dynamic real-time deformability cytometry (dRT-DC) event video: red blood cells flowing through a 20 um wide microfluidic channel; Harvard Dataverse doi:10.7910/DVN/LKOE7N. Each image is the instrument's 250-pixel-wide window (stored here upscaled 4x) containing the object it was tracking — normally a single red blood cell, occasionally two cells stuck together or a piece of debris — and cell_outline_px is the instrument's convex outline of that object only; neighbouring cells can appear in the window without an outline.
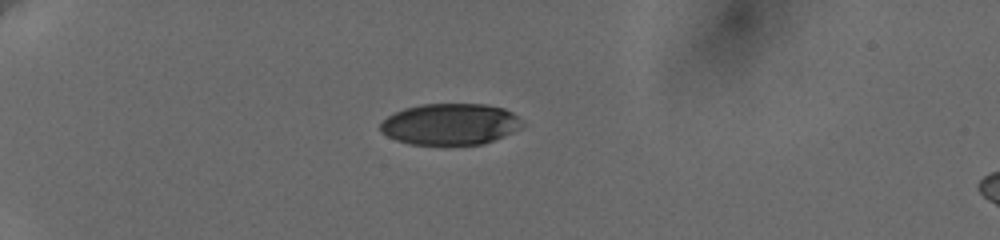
{"species": "human", "species_latin": "Homo sapiens", "temperature_condition": "cold", "stored_images_in_passage": 10, "camera_frame_rate_fps": 3000, "um_per_image_px": 0.085, "donor": {"sex": "female"}, "frame": {"image": 1, "passage_image": 1, "time_ms": 0.0, "image_size_px": [1000, 240], "cell_outline_px": [[524, 124], [520, 128], [504, 136], [484, 144], [408, 144], [396, 140], [388, 136], [380, 128], [380, 124], [388, 116], [404, 108], [424, 104], [484, 104], [504, 108], [512, 112]], "centroid_in_image_um": [38.28, 10.55], "position_along_channel_um": 46.7, "area_um2": 33.93}}
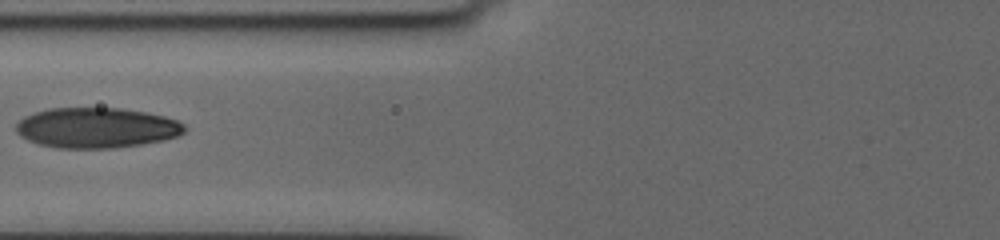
{"frame": {"image": 2, "passage_image": 7, "time_ms": 3.333, "image_size_px": [1000, 240], "cell_outline_px": [[184, 132], [176, 136], [164, 140], [144, 144], [112, 148], [56, 148], [40, 144], [28, 140], [20, 136], [16, 132], [16, 124], [24, 116], [48, 108], [120, 108], [144, 112], [164, 116], [176, 120], [184, 124]], "centroid_in_image_um": [8.18, 10.86], "position_along_channel_um": 117.6, "area_um2": 39.54}}
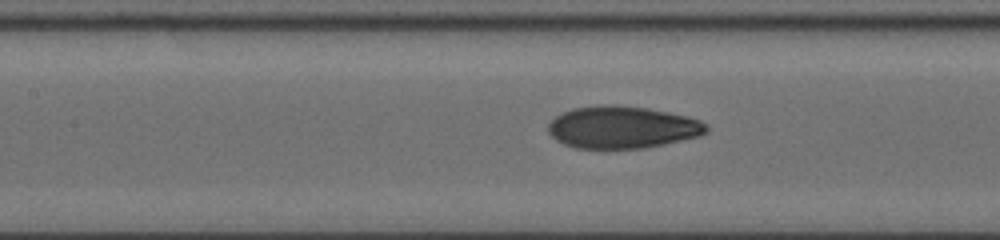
{"frame": {"image": 3, "passage_image": 9, "time_ms": 4.333, "image_size_px": [1000, 240], "cell_outline_px": [[708, 132], [700, 136], [664, 144], [644, 148], [576, 148], [564, 144], [556, 140], [548, 132], [548, 124], [556, 116], [572, 108], [608, 104], [616, 104], [648, 108], [688, 116], [700, 120], [708, 124]], "centroid_in_image_um": [52.92, 10.81], "position_along_channel_um": 154.5, "area_um2": 39.07}}